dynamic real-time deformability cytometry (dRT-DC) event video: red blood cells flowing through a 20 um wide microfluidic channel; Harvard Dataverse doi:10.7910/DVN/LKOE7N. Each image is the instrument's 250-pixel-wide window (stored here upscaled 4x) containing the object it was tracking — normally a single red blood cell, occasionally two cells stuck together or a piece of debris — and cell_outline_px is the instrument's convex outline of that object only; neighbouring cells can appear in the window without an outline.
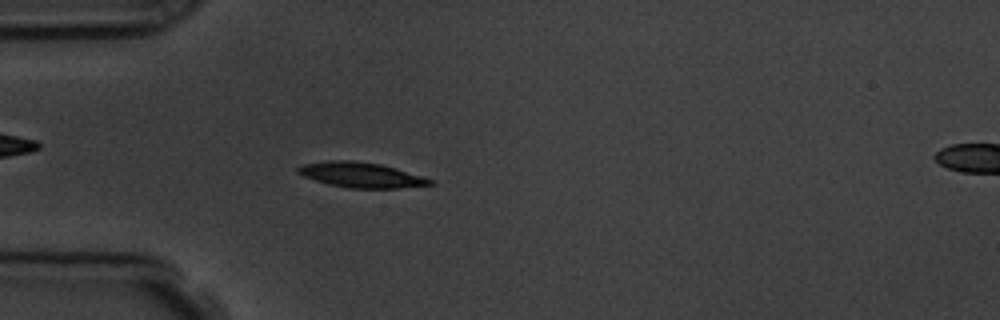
{"species": "common noctule bat (a hibernating species)", "species_latin": "Nyctalus noctula", "temperature_condition": "room temperature", "stored_images_in_passage": 4, "segment_of_instrument_passage": [1, 2], "camera_frame_rate_fps": 3000, "um_per_image_px": 0.085, "animal": {"sex": "male", "body_mass_g": 19.5, "forearm_length_mm": 54.6}, "frame": {"image": 1, "passage_image": 3, "time_ms": 3.0, "image_size_px": [1000, 320], "cell_outline_px": [[436, 184], [400, 188], [348, 188], [328, 184], [304, 176], [296, 172], [296, 168], [300, 164], [328, 160], [352, 160], [380, 164], [396, 168], [432, 180]], "centroid_in_image_um": [30.65, 14.86], "position_along_channel_um": 54.4, "area_um2": 19.36}}